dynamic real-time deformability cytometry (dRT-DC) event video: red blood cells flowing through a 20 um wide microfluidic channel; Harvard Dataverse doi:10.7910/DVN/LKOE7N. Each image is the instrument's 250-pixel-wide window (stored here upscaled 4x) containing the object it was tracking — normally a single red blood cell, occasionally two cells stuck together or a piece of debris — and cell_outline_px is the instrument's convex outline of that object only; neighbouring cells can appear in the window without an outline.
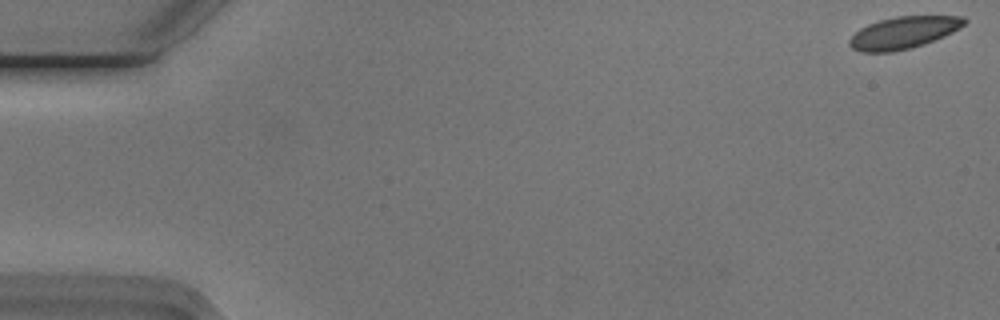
{"species": "Egyptian fruit bat (a non-hibernating species)", "species_latin": "Rousettus aegyptiacus", "temperature_condition": "cold", "stored_images_in_passage": 55, "camera_frame_rate_fps": 3000, "um_per_image_px": 0.085, "animal": {"sex": "male"}, "frame": {"image": 1, "passage_image": 1, "time_ms": 0.0, "image_size_px": [1000, 320], "cell_outline_px": [[968, 20], [960, 28], [944, 36], [924, 44], [912, 48], [892, 52], [860, 52], [852, 48], [848, 44], [848, 40], [860, 28], [868, 24], [880, 20], [896, 16], [964, 16]], "centroid_in_image_um": [76.79, 2.78], "position_along_channel_um": 8.2, "area_um2": 21.5}}
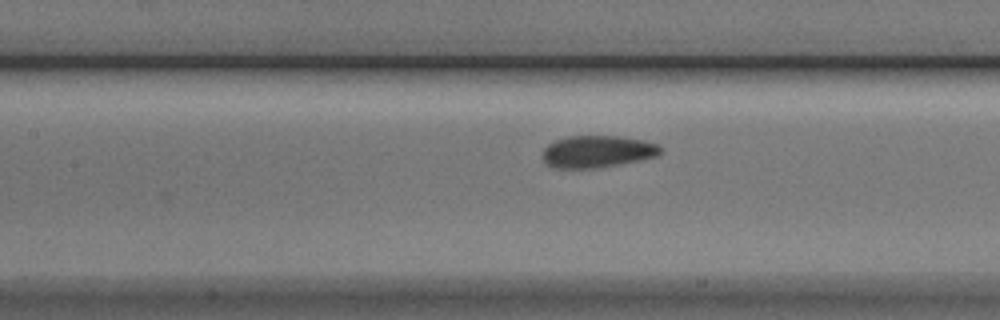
{"frame": {"image": 2, "passage_image": 25, "time_ms": 8.0, "image_size_px": [1000, 320], "cell_outline_px": [[664, 152], [656, 156], [640, 160], [596, 168], [556, 168], [548, 164], [544, 160], [544, 148], [548, 144], [556, 140], [568, 136], [620, 136], [644, 140], [660, 144], [664, 148]], "centroid_in_image_um": [50.85, 12.87], "position_along_channel_um": 156.5, "area_um2": 22.08}}
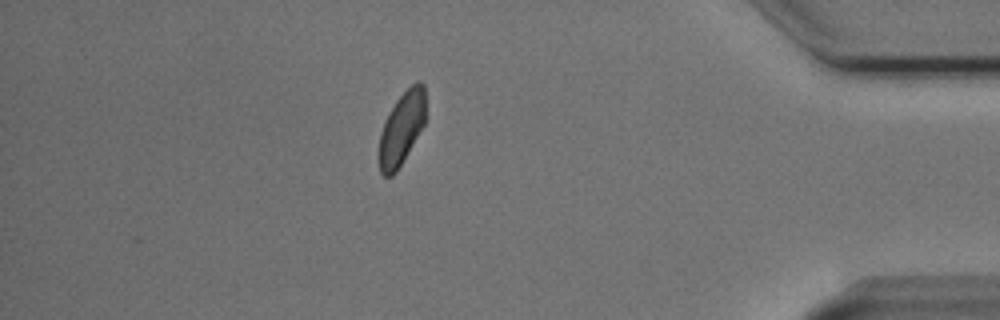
{"frame": {"image": 3, "passage_image": 48, "time_ms": 15.667, "image_size_px": [1000, 320], "cell_outline_px": [[424, 124], [396, 172], [392, 176], [384, 176], [380, 172], [376, 160], [376, 156], [380, 132], [384, 120], [388, 112], [396, 100], [416, 80], [420, 80], [424, 84]], "centroid_in_image_um": [34.07, 10.95], "position_along_channel_um": 401.1, "area_um2": 20.0}, "authors_computed_cell_mechanics": {"area_um2": 21.9062, "velocity_mm_per_s": 3.7214, "shape_relaxation_time_tau1_ms": null, "shape_relaxation_time_tau2_ms": 0.804, "deformation_change_tau1": null, "deformation_change_tau2": 0.0437}}